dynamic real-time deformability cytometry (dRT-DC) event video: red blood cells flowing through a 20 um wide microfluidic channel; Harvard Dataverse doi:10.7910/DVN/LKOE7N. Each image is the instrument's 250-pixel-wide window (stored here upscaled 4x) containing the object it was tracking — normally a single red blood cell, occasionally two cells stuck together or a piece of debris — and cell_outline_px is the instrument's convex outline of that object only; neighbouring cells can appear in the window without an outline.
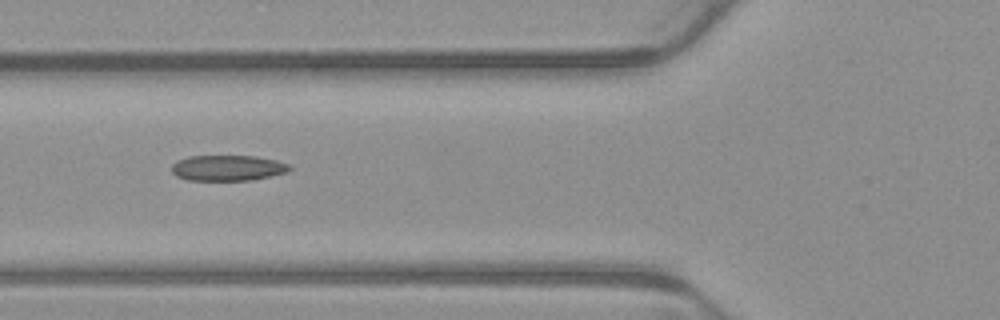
{"species": "common noctule bat (a hibernating species)", "species_latin": "Nyctalus noctula", "temperature_condition": "warm", "stored_images_in_passage": 4, "camera_frame_rate_fps": 3000, "um_per_image_px": 0.085, "animal": {"sex": "male", "body_mass_g": 23.1, "forearm_length_mm": 52.7}, "frame": {"image": 1, "passage_image": 2, "time_ms": 0.333, "image_size_px": [1000, 320], "cell_outline_px": [[292, 168], [288, 172], [252, 180], [188, 180], [176, 176], [172, 172], [172, 164], [176, 160], [188, 156], [256, 156], [276, 160], [288, 164]], "centroid_in_image_um": [19.34, 14.27], "position_along_channel_um": 106.5, "area_um2": 17.69}}
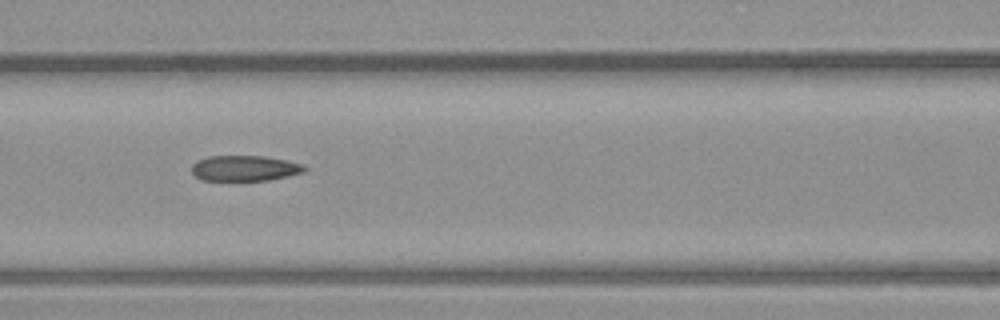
{"frame": {"image": 2, "passage_image": 3, "time_ms": 0.667, "image_size_px": [1000, 320], "cell_outline_px": [[308, 168], [304, 172], [288, 176], [268, 180], [200, 180], [192, 172], [192, 164], [196, 160], [208, 156], [264, 156], [288, 160], [300, 164]], "centroid_in_image_um": [20.79, 14.29], "position_along_channel_um": 145.8, "area_um2": 16.82}}
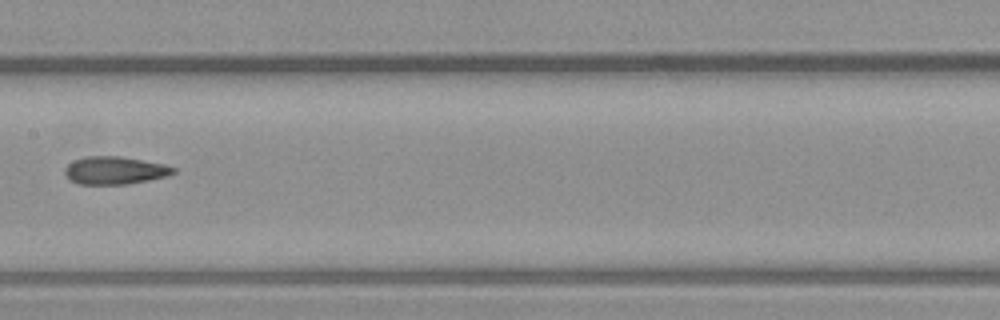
{"frame": {"image": 3, "passage_image": 4, "time_ms": 1.0, "image_size_px": [1000, 320], "cell_outline_px": [[176, 172], [168, 176], [128, 184], [76, 184], [68, 180], [64, 172], [64, 168], [68, 164], [76, 160], [88, 156], [120, 156], [164, 164], [176, 168]], "centroid_in_image_um": [9.75, 14.49], "position_along_channel_um": 197.7, "area_um2": 17.63}}